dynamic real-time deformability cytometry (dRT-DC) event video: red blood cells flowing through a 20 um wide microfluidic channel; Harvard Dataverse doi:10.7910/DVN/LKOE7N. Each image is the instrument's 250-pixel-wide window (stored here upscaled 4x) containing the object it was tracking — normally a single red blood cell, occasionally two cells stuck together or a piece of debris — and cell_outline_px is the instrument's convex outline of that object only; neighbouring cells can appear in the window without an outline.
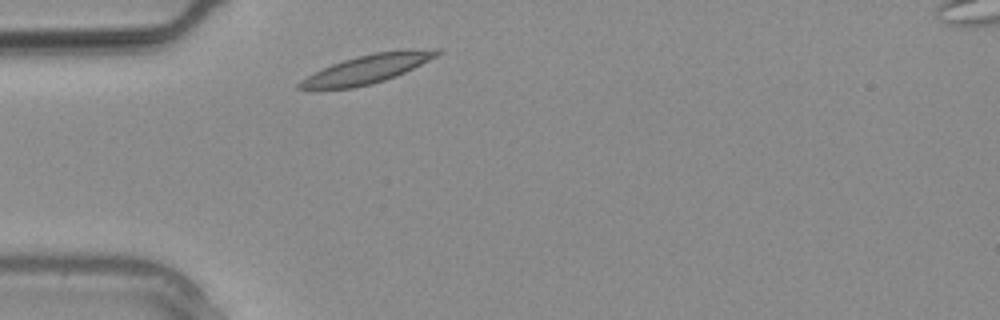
{"species": "common noctule bat (a hibernating species)", "species_latin": "Nyctalus noctula", "temperature_condition": "warm", "stored_images_in_passage": 2, "camera_frame_rate_fps": 3000, "um_per_image_px": 0.085, "animal": {"sex": "male", "body_mass_g": 20.4}, "frame": {"image": 1, "passage_image": 1, "time_ms": 0.0, "image_size_px": [1000, 320], "cell_outline_px": [[444, 52], [396, 76], [372, 84], [352, 88], [296, 88], [296, 84], [300, 80], [332, 64], [356, 56], [376, 52], [408, 48], [440, 48]], "centroid_in_image_um": [31.3, 5.83], "position_along_channel_um": 53.7, "area_um2": 22.77}}